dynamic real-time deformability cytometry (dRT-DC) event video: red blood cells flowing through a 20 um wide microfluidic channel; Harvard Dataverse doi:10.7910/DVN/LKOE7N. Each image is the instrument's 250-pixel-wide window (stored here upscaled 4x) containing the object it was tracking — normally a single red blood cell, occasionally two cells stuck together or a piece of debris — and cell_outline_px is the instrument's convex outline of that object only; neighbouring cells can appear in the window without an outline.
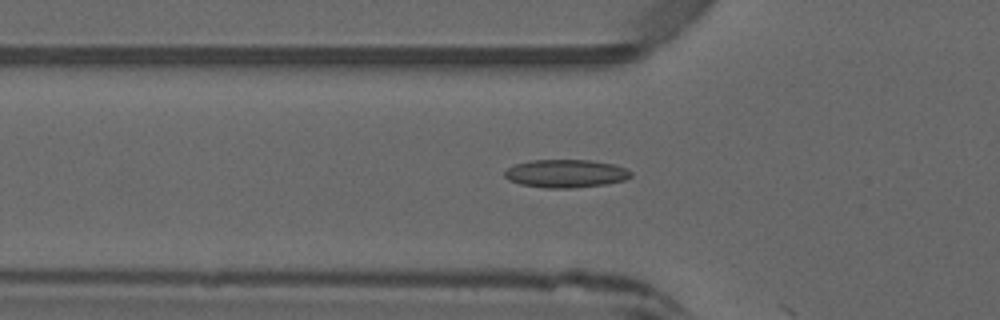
{"species": "common noctule bat (a hibernating species)", "species_latin": "Nyctalus noctula", "temperature_condition": "warm", "stored_images_in_passage": 10, "camera_frame_rate_fps": 3000, "um_per_image_px": 0.085, "animal": {"sex": "male", "forearm_length_mm": 52.5}, "frame": {"image": 1, "passage_image": 9, "time_ms": 2.667, "image_size_px": [1000, 320], "cell_outline_px": [[632, 176], [624, 180], [604, 184], [572, 188], [544, 188], [520, 184], [508, 180], [504, 176], [504, 172], [508, 168], [516, 164], [532, 160], [588, 160], [612, 164], [624, 168], [632, 172]], "centroid_in_image_um": [48.06, 14.75], "position_along_channel_um": 77.7, "area_um2": 20.52}}